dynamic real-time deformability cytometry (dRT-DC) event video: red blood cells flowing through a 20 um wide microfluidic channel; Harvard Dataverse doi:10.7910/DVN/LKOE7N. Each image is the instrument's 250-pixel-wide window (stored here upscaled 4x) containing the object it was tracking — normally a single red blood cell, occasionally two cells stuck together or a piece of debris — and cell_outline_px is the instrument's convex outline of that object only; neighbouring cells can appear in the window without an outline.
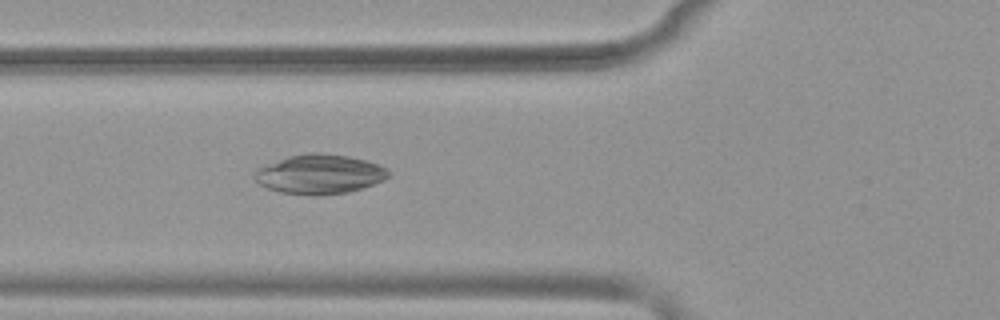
{"species": "common noctule bat (a hibernating species)", "species_latin": "Nyctalus noctula", "temperature_condition": "warm", "stored_images_in_passage": 38, "camera_frame_rate_fps": 3000, "um_per_image_px": 0.085, "animal": {"sex": "female", "body_mass_g": 19.9}, "frame": {"image": 1, "passage_image": 6, "time_ms": 1.667, "image_size_px": [1000, 320], "cell_outline_px": [[392, 176], [384, 180], [348, 192], [320, 196], [316, 196], [280, 192], [268, 188], [260, 184], [252, 176], [252, 172], [256, 168], [288, 156], [308, 152], [320, 152], [348, 156], [380, 164], [388, 168], [392, 172]], "centroid_in_image_um": [27.17, 14.8], "position_along_channel_um": 98.6, "area_um2": 31.21}}
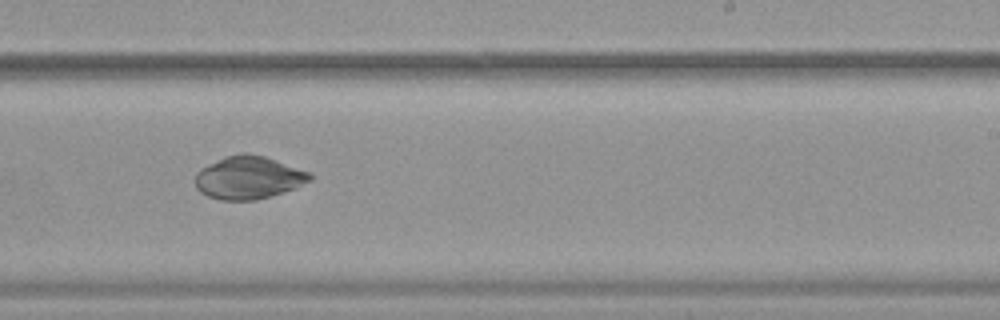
{"frame": {"image": 2, "passage_image": 19, "time_ms": 6.0, "image_size_px": [1000, 320], "cell_outline_px": [[312, 180], [296, 188], [284, 192], [256, 200], [220, 200], [208, 196], [200, 192], [196, 188], [196, 172], [200, 168], [224, 156], [244, 152], [264, 156], [312, 172]], "centroid_in_image_um": [21.14, 15.09], "position_along_channel_um": 267.9, "area_um2": 28.9}}
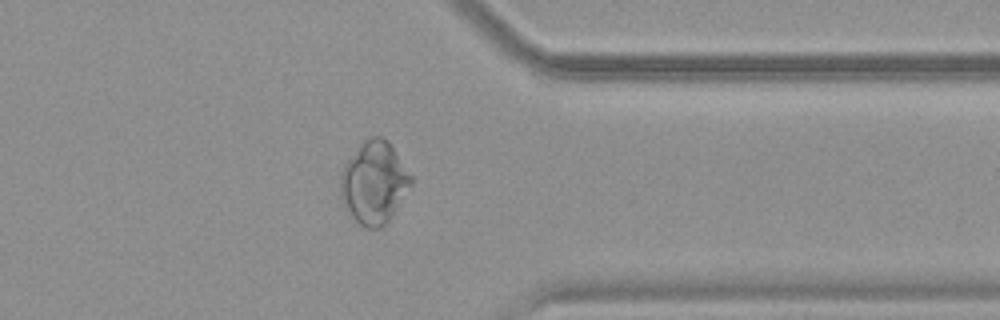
{"frame": {"image": 3, "passage_image": 28, "time_ms": 9.0, "image_size_px": [1000, 320], "cell_outline_px": [[412, 184], [388, 220], [380, 228], [364, 228], [352, 216], [340, 196], [340, 176], [344, 164], [364, 140], [372, 136], [384, 136], [388, 140], [412, 176]], "centroid_in_image_um": [31.79, 15.49], "position_along_channel_um": 379.6, "area_um2": 33.41}}